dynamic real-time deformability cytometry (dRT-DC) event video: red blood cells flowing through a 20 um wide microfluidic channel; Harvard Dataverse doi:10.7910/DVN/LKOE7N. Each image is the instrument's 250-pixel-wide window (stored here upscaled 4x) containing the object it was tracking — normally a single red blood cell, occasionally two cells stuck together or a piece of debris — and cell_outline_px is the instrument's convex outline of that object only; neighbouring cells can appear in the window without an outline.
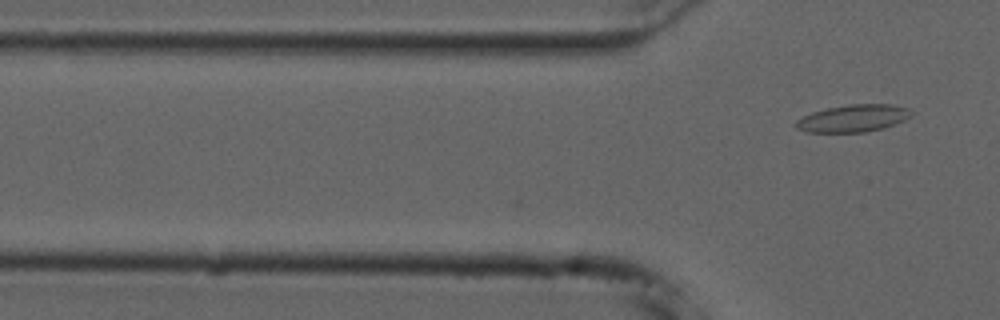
{"species": "common noctule bat (a hibernating species)", "species_latin": "Nyctalus noctula", "temperature_condition": "cold", "stored_images_in_passage": 3, "camera_frame_rate_fps": 3000, "um_per_image_px": 0.085, "animal": {"sex": "male", "forearm_length_mm": 52.5}, "frame": {"image": 1, "passage_image": 3, "time_ms": 0.667, "image_size_px": [1000, 320], "cell_outline_px": [[912, 112], [904, 120], [884, 128], [864, 132], [804, 132], [796, 128], [792, 124], [796, 120], [812, 112], [828, 108], [848, 104], [892, 104], [912, 108]], "centroid_in_image_um": [72.5, 10.05], "position_along_channel_um": 53.3, "area_um2": 18.44}}